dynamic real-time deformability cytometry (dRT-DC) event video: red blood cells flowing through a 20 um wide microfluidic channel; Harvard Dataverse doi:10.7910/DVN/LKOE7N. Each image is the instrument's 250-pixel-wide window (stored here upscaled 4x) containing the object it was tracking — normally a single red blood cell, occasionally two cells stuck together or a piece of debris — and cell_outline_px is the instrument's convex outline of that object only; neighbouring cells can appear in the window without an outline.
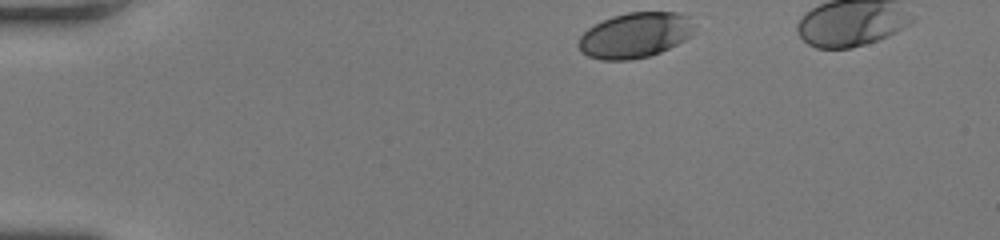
{"species": "human", "species_latin": "Homo sapiens", "temperature_condition": "room temperature", "stored_images_in_passage": 36, "camera_frame_rate_fps": 3000, "um_per_image_px": 0.085, "donor": {"sex": "female"}, "frame": {"image": 1, "passage_image": 1, "time_ms": 0.0, "image_size_px": [1000, 240], "cell_outline_px": [[688, 36], [684, 40], [660, 52], [648, 56], [628, 60], [600, 60], [588, 56], [580, 52], [576, 44], [580, 36], [588, 28], [612, 16], [628, 12], [680, 12], [688, 16]], "centroid_in_image_um": [53.86, 3.01], "position_along_channel_um": 31.1, "area_um2": 30.06}}
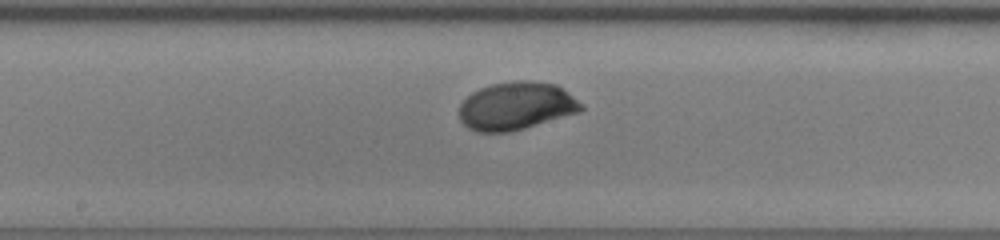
{"frame": {"image": 2, "passage_image": 19, "time_ms": 6.0, "image_size_px": [1000, 240], "cell_outline_px": [[584, 108], [580, 112], [512, 132], [476, 132], [468, 128], [460, 120], [460, 104], [472, 92], [480, 88], [492, 84], [512, 80], [532, 80], [556, 84], [584, 104]], "centroid_in_image_um": [43.89, 9.01], "position_along_channel_um": 204.3, "area_um2": 34.33}}
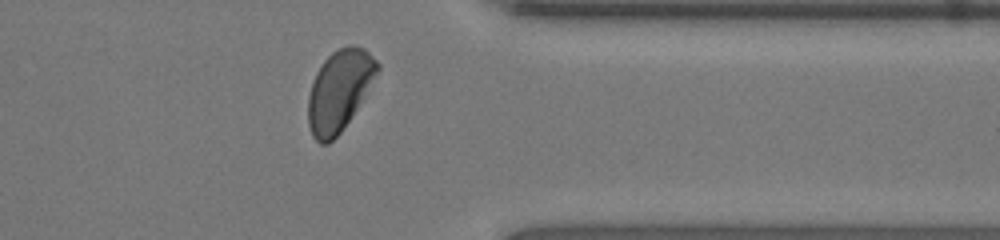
{"frame": {"image": 3, "passage_image": 32, "time_ms": 10.333, "image_size_px": [1000, 240], "cell_outline_px": [[380, 68], [356, 108], [340, 132], [328, 144], [320, 144], [312, 136], [308, 124], [308, 96], [316, 72], [324, 60], [332, 52], [348, 44], [352, 44], [364, 48], [380, 64]], "centroid_in_image_um": [28.81, 7.67], "position_along_channel_um": 382.6, "area_um2": 32.08}, "authors_computed_cell_mechanics": {"area_um2": 33.2639, "velocity_mm_per_s": 4.2325, "shape_relaxation_time_tau1_ms": 2.0869, "shape_relaxation_time_tau2_ms": null, "deformation_change_tau1": 0.1147, "deformation_change_tau2": null}}